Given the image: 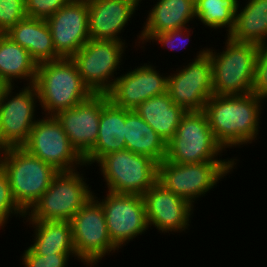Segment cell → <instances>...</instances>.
Instances as JSON below:
<instances>
[{
    "label": "cell",
    "mask_w": 267,
    "mask_h": 267,
    "mask_svg": "<svg viewBox=\"0 0 267 267\" xmlns=\"http://www.w3.org/2000/svg\"><path fill=\"white\" fill-rule=\"evenodd\" d=\"M107 192L98 202L104 210L109 237L120 249L149 228L145 204L141 195Z\"/></svg>",
    "instance_id": "cell-14"
},
{
    "label": "cell",
    "mask_w": 267,
    "mask_h": 267,
    "mask_svg": "<svg viewBox=\"0 0 267 267\" xmlns=\"http://www.w3.org/2000/svg\"><path fill=\"white\" fill-rule=\"evenodd\" d=\"M125 108L115 106L103 94L98 137L95 146L83 157L85 166L98 162L106 154L126 149Z\"/></svg>",
    "instance_id": "cell-20"
},
{
    "label": "cell",
    "mask_w": 267,
    "mask_h": 267,
    "mask_svg": "<svg viewBox=\"0 0 267 267\" xmlns=\"http://www.w3.org/2000/svg\"><path fill=\"white\" fill-rule=\"evenodd\" d=\"M235 162H200L179 164L164 159L157 164V181L192 206L205 196L217 182L230 173Z\"/></svg>",
    "instance_id": "cell-7"
},
{
    "label": "cell",
    "mask_w": 267,
    "mask_h": 267,
    "mask_svg": "<svg viewBox=\"0 0 267 267\" xmlns=\"http://www.w3.org/2000/svg\"><path fill=\"white\" fill-rule=\"evenodd\" d=\"M46 21L61 58H71L90 39L87 0H71Z\"/></svg>",
    "instance_id": "cell-15"
},
{
    "label": "cell",
    "mask_w": 267,
    "mask_h": 267,
    "mask_svg": "<svg viewBox=\"0 0 267 267\" xmlns=\"http://www.w3.org/2000/svg\"><path fill=\"white\" fill-rule=\"evenodd\" d=\"M5 34L25 48L37 64L61 58L56 53L51 31L45 19L26 17Z\"/></svg>",
    "instance_id": "cell-22"
},
{
    "label": "cell",
    "mask_w": 267,
    "mask_h": 267,
    "mask_svg": "<svg viewBox=\"0 0 267 267\" xmlns=\"http://www.w3.org/2000/svg\"><path fill=\"white\" fill-rule=\"evenodd\" d=\"M102 109L103 94H93L81 104L54 115L82 157L95 146Z\"/></svg>",
    "instance_id": "cell-18"
},
{
    "label": "cell",
    "mask_w": 267,
    "mask_h": 267,
    "mask_svg": "<svg viewBox=\"0 0 267 267\" xmlns=\"http://www.w3.org/2000/svg\"><path fill=\"white\" fill-rule=\"evenodd\" d=\"M157 1L144 22L138 43L148 42L157 33L185 28L187 23L196 18L195 0Z\"/></svg>",
    "instance_id": "cell-21"
},
{
    "label": "cell",
    "mask_w": 267,
    "mask_h": 267,
    "mask_svg": "<svg viewBox=\"0 0 267 267\" xmlns=\"http://www.w3.org/2000/svg\"><path fill=\"white\" fill-rule=\"evenodd\" d=\"M7 87V85L0 79V98L3 90Z\"/></svg>",
    "instance_id": "cell-35"
},
{
    "label": "cell",
    "mask_w": 267,
    "mask_h": 267,
    "mask_svg": "<svg viewBox=\"0 0 267 267\" xmlns=\"http://www.w3.org/2000/svg\"><path fill=\"white\" fill-rule=\"evenodd\" d=\"M89 37L93 40H116L138 8L137 0H87Z\"/></svg>",
    "instance_id": "cell-19"
},
{
    "label": "cell",
    "mask_w": 267,
    "mask_h": 267,
    "mask_svg": "<svg viewBox=\"0 0 267 267\" xmlns=\"http://www.w3.org/2000/svg\"><path fill=\"white\" fill-rule=\"evenodd\" d=\"M223 150L214 138L205 112L188 111L181 117L176 134L166 143V160L179 164L237 160L218 159Z\"/></svg>",
    "instance_id": "cell-5"
},
{
    "label": "cell",
    "mask_w": 267,
    "mask_h": 267,
    "mask_svg": "<svg viewBox=\"0 0 267 267\" xmlns=\"http://www.w3.org/2000/svg\"><path fill=\"white\" fill-rule=\"evenodd\" d=\"M78 169L59 171L49 188L26 213L27 221H70L93 196Z\"/></svg>",
    "instance_id": "cell-6"
},
{
    "label": "cell",
    "mask_w": 267,
    "mask_h": 267,
    "mask_svg": "<svg viewBox=\"0 0 267 267\" xmlns=\"http://www.w3.org/2000/svg\"><path fill=\"white\" fill-rule=\"evenodd\" d=\"M96 198L93 194L70 220L76 256L90 267L119 250L109 237L104 210Z\"/></svg>",
    "instance_id": "cell-9"
},
{
    "label": "cell",
    "mask_w": 267,
    "mask_h": 267,
    "mask_svg": "<svg viewBox=\"0 0 267 267\" xmlns=\"http://www.w3.org/2000/svg\"><path fill=\"white\" fill-rule=\"evenodd\" d=\"M34 86L45 115L54 116L61 110L81 104L93 95L71 58L38 64Z\"/></svg>",
    "instance_id": "cell-2"
},
{
    "label": "cell",
    "mask_w": 267,
    "mask_h": 267,
    "mask_svg": "<svg viewBox=\"0 0 267 267\" xmlns=\"http://www.w3.org/2000/svg\"><path fill=\"white\" fill-rule=\"evenodd\" d=\"M167 80L168 76L146 63L118 76L107 96L115 106L134 110L149 98L165 94Z\"/></svg>",
    "instance_id": "cell-17"
},
{
    "label": "cell",
    "mask_w": 267,
    "mask_h": 267,
    "mask_svg": "<svg viewBox=\"0 0 267 267\" xmlns=\"http://www.w3.org/2000/svg\"><path fill=\"white\" fill-rule=\"evenodd\" d=\"M34 243L29 247L39 255L75 253L70 221H29Z\"/></svg>",
    "instance_id": "cell-27"
},
{
    "label": "cell",
    "mask_w": 267,
    "mask_h": 267,
    "mask_svg": "<svg viewBox=\"0 0 267 267\" xmlns=\"http://www.w3.org/2000/svg\"><path fill=\"white\" fill-rule=\"evenodd\" d=\"M44 117L37 118L28 140L22 147L31 155L52 165L57 171H73L76 167L84 166V158L71 145L55 116Z\"/></svg>",
    "instance_id": "cell-11"
},
{
    "label": "cell",
    "mask_w": 267,
    "mask_h": 267,
    "mask_svg": "<svg viewBox=\"0 0 267 267\" xmlns=\"http://www.w3.org/2000/svg\"><path fill=\"white\" fill-rule=\"evenodd\" d=\"M148 227L162 233L182 232L190 226L193 208L187 200L175 195L156 181L143 195ZM151 225V226H150Z\"/></svg>",
    "instance_id": "cell-16"
},
{
    "label": "cell",
    "mask_w": 267,
    "mask_h": 267,
    "mask_svg": "<svg viewBox=\"0 0 267 267\" xmlns=\"http://www.w3.org/2000/svg\"><path fill=\"white\" fill-rule=\"evenodd\" d=\"M71 0H25L26 16L47 19Z\"/></svg>",
    "instance_id": "cell-33"
},
{
    "label": "cell",
    "mask_w": 267,
    "mask_h": 267,
    "mask_svg": "<svg viewBox=\"0 0 267 267\" xmlns=\"http://www.w3.org/2000/svg\"><path fill=\"white\" fill-rule=\"evenodd\" d=\"M263 99L246 95L213 94L204 112L215 140L225 148L249 144L257 139Z\"/></svg>",
    "instance_id": "cell-1"
},
{
    "label": "cell",
    "mask_w": 267,
    "mask_h": 267,
    "mask_svg": "<svg viewBox=\"0 0 267 267\" xmlns=\"http://www.w3.org/2000/svg\"><path fill=\"white\" fill-rule=\"evenodd\" d=\"M206 49L197 53L194 61L175 74L167 75V93L174 104L188 111H204L205 104L214 94L212 62Z\"/></svg>",
    "instance_id": "cell-13"
},
{
    "label": "cell",
    "mask_w": 267,
    "mask_h": 267,
    "mask_svg": "<svg viewBox=\"0 0 267 267\" xmlns=\"http://www.w3.org/2000/svg\"><path fill=\"white\" fill-rule=\"evenodd\" d=\"M252 93L263 100L267 98V43L259 45Z\"/></svg>",
    "instance_id": "cell-32"
},
{
    "label": "cell",
    "mask_w": 267,
    "mask_h": 267,
    "mask_svg": "<svg viewBox=\"0 0 267 267\" xmlns=\"http://www.w3.org/2000/svg\"><path fill=\"white\" fill-rule=\"evenodd\" d=\"M70 256L77 257L76 253H54L43 256L28 247L21 259L24 267H67Z\"/></svg>",
    "instance_id": "cell-31"
},
{
    "label": "cell",
    "mask_w": 267,
    "mask_h": 267,
    "mask_svg": "<svg viewBox=\"0 0 267 267\" xmlns=\"http://www.w3.org/2000/svg\"><path fill=\"white\" fill-rule=\"evenodd\" d=\"M135 112L167 143L175 134L186 111L174 104L166 92L139 104Z\"/></svg>",
    "instance_id": "cell-23"
},
{
    "label": "cell",
    "mask_w": 267,
    "mask_h": 267,
    "mask_svg": "<svg viewBox=\"0 0 267 267\" xmlns=\"http://www.w3.org/2000/svg\"><path fill=\"white\" fill-rule=\"evenodd\" d=\"M24 88V89H23ZM16 95L7 86L0 98V150L22 147L36 124L38 94L34 85L24 86ZM14 95V96H13ZM37 99V100H36Z\"/></svg>",
    "instance_id": "cell-12"
},
{
    "label": "cell",
    "mask_w": 267,
    "mask_h": 267,
    "mask_svg": "<svg viewBox=\"0 0 267 267\" xmlns=\"http://www.w3.org/2000/svg\"><path fill=\"white\" fill-rule=\"evenodd\" d=\"M124 50L125 42L89 39L71 57L83 82L93 94H107L111 90Z\"/></svg>",
    "instance_id": "cell-10"
},
{
    "label": "cell",
    "mask_w": 267,
    "mask_h": 267,
    "mask_svg": "<svg viewBox=\"0 0 267 267\" xmlns=\"http://www.w3.org/2000/svg\"><path fill=\"white\" fill-rule=\"evenodd\" d=\"M240 9L238 7L235 15L234 28L227 36L236 42L266 44L267 0H248Z\"/></svg>",
    "instance_id": "cell-26"
},
{
    "label": "cell",
    "mask_w": 267,
    "mask_h": 267,
    "mask_svg": "<svg viewBox=\"0 0 267 267\" xmlns=\"http://www.w3.org/2000/svg\"><path fill=\"white\" fill-rule=\"evenodd\" d=\"M0 166L6 172L16 204L27 213L49 188L59 172L23 147L1 150Z\"/></svg>",
    "instance_id": "cell-3"
},
{
    "label": "cell",
    "mask_w": 267,
    "mask_h": 267,
    "mask_svg": "<svg viewBox=\"0 0 267 267\" xmlns=\"http://www.w3.org/2000/svg\"><path fill=\"white\" fill-rule=\"evenodd\" d=\"M26 17L25 0H0V34Z\"/></svg>",
    "instance_id": "cell-30"
},
{
    "label": "cell",
    "mask_w": 267,
    "mask_h": 267,
    "mask_svg": "<svg viewBox=\"0 0 267 267\" xmlns=\"http://www.w3.org/2000/svg\"><path fill=\"white\" fill-rule=\"evenodd\" d=\"M240 3L238 0H195L196 19L210 28H234L235 15Z\"/></svg>",
    "instance_id": "cell-28"
},
{
    "label": "cell",
    "mask_w": 267,
    "mask_h": 267,
    "mask_svg": "<svg viewBox=\"0 0 267 267\" xmlns=\"http://www.w3.org/2000/svg\"><path fill=\"white\" fill-rule=\"evenodd\" d=\"M225 49L206 53L212 62L213 92L216 95H246L252 93L259 45L236 42L227 36Z\"/></svg>",
    "instance_id": "cell-4"
},
{
    "label": "cell",
    "mask_w": 267,
    "mask_h": 267,
    "mask_svg": "<svg viewBox=\"0 0 267 267\" xmlns=\"http://www.w3.org/2000/svg\"><path fill=\"white\" fill-rule=\"evenodd\" d=\"M190 29L185 27V28H181V29H176V30H170L167 32H162V33H157L154 34L149 40V42L153 41H158L157 43H160L161 45H163L165 48L166 46L168 48H170L171 50H174L175 47L177 48L178 43L185 42V40L188 42L189 38L191 37L190 35ZM186 34V35H185ZM189 34V35H188ZM185 35V36H184ZM185 37V38H183ZM182 39V40H181ZM181 40V41H180ZM180 41V42H177ZM182 42V43H183ZM187 42H185L184 44L187 45ZM182 47H185L184 44H182ZM180 45V46H181ZM179 50V49H178ZM177 51V50H176Z\"/></svg>",
    "instance_id": "cell-34"
},
{
    "label": "cell",
    "mask_w": 267,
    "mask_h": 267,
    "mask_svg": "<svg viewBox=\"0 0 267 267\" xmlns=\"http://www.w3.org/2000/svg\"><path fill=\"white\" fill-rule=\"evenodd\" d=\"M37 66L25 48L0 34V79L7 86H14V79L29 81L27 86L34 85Z\"/></svg>",
    "instance_id": "cell-25"
},
{
    "label": "cell",
    "mask_w": 267,
    "mask_h": 267,
    "mask_svg": "<svg viewBox=\"0 0 267 267\" xmlns=\"http://www.w3.org/2000/svg\"><path fill=\"white\" fill-rule=\"evenodd\" d=\"M126 149L151 157L157 163L166 159V142L135 110L125 109Z\"/></svg>",
    "instance_id": "cell-24"
},
{
    "label": "cell",
    "mask_w": 267,
    "mask_h": 267,
    "mask_svg": "<svg viewBox=\"0 0 267 267\" xmlns=\"http://www.w3.org/2000/svg\"><path fill=\"white\" fill-rule=\"evenodd\" d=\"M11 214L26 217V213L16 204L8 176L0 166V228L5 226Z\"/></svg>",
    "instance_id": "cell-29"
},
{
    "label": "cell",
    "mask_w": 267,
    "mask_h": 267,
    "mask_svg": "<svg viewBox=\"0 0 267 267\" xmlns=\"http://www.w3.org/2000/svg\"><path fill=\"white\" fill-rule=\"evenodd\" d=\"M108 191L143 195L157 181V162L130 150L115 151L98 162Z\"/></svg>",
    "instance_id": "cell-8"
}]
</instances>
